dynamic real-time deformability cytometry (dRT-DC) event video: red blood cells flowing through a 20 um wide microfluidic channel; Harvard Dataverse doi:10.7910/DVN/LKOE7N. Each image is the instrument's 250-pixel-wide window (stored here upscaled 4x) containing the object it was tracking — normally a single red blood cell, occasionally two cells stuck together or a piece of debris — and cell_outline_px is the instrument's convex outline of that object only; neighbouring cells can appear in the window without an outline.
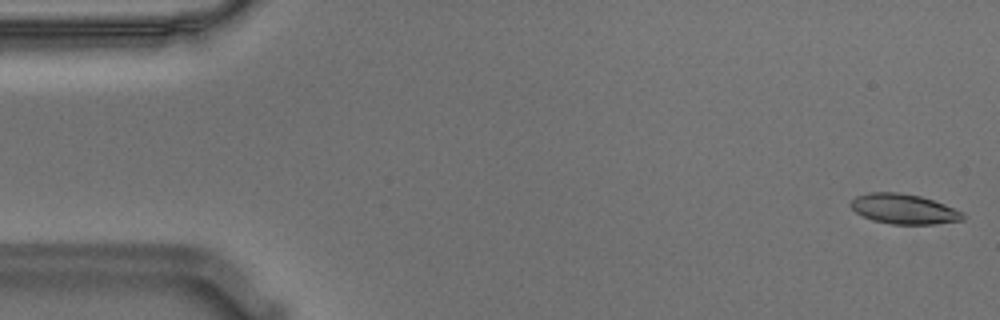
{"species": "Egyptian fruit bat (a non-hibernating species)", "species_latin": "Rousettus aegyptiacus", "temperature_condition": "warm", "stored_images_in_passage": 56, "camera_frame_rate_fps": 3000, "um_per_image_px": 0.085, "animal": {"sex": "male"}, "frame": {"image": 1, "passage_image": 1, "time_ms": 0.0, "image_size_px": [1000, 320], "cell_outline_px": [[968, 216], [964, 220], [932, 224], [892, 224], [872, 220], [856, 212], [848, 204], [856, 196], [868, 192], [900, 192], [920, 196], [944, 204], [964, 212]], "centroid_in_image_um": [76.85, 17.76], "position_along_channel_um": 8.2, "area_um2": 19.71}}
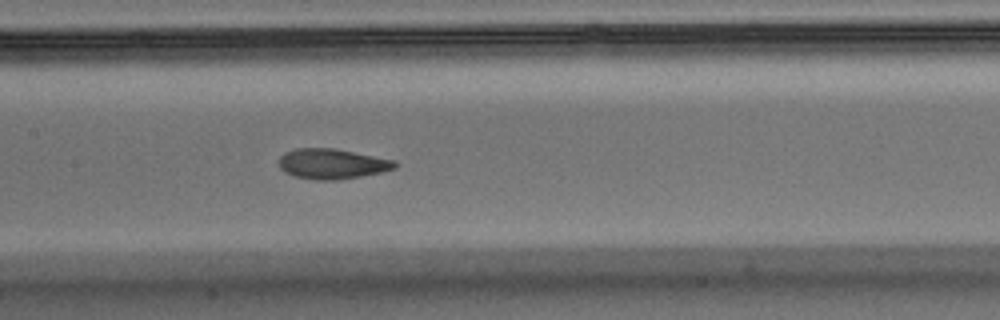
{"frame": {"image": 2, "passage_image": 26, "time_ms": 8.333, "image_size_px": [1000, 320], "cell_outline_px": [[400, 164], [396, 168], [380, 172], [360, 176], [336, 180], [316, 180], [292, 176], [284, 172], [280, 168], [280, 156], [284, 152], [296, 148], [336, 148], [396, 160]], "centroid_in_image_um": [28.24, 13.92], "position_along_channel_um": 179.2, "area_um2": 20.63}}
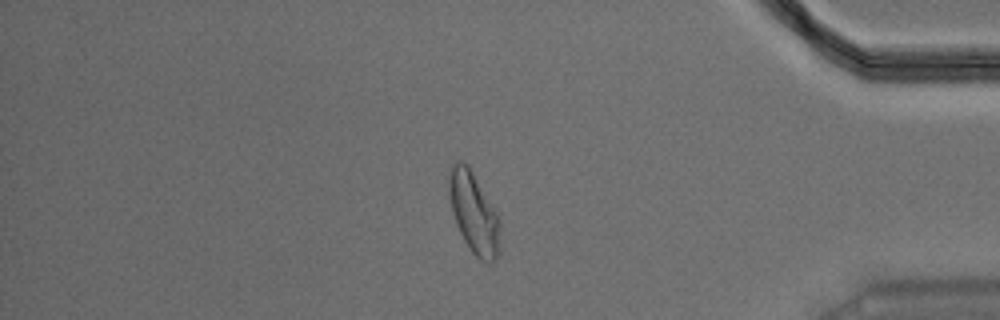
{"frame": {"image": 3, "passage_image": 47, "time_ms": 15.333, "image_size_px": [1000, 320], "cell_outline_px": [[500, 224], [496, 260], [480, 260], [472, 252], [464, 240], [456, 224], [448, 192], [448, 180], [452, 168], [456, 160], [460, 160], [468, 164], [496, 212]], "centroid_in_image_um": [40.25, 18.05], "position_along_channel_um": 395.0, "area_um2": 23.41}, "authors_computed_cell_mechanics": {"area_um2": 20.6057, "velocity_mm_per_s": 3.555, "shape_relaxation_time_tau1_ms": 10.9456, "shape_relaxation_time_tau2_ms": 1.7112, "deformation_change_tau1": 0.24, "deformation_change_tau2": 0.081}}